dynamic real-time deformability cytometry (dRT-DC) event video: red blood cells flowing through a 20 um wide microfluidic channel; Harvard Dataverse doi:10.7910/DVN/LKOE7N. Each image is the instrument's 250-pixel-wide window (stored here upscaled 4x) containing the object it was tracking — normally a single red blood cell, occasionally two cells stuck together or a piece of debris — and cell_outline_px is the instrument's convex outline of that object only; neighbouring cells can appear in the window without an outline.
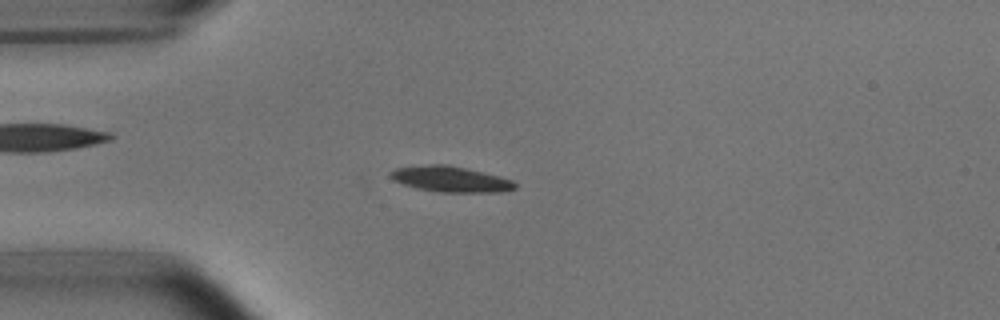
{"species": "common noctule bat (a hibernating species)", "species_latin": "Nyctalus noctula", "temperature_condition": "room temperature", "stored_images_in_passage": 52, "camera_frame_rate_fps": 3000, "um_per_image_px": 0.085, "animal": {"sex": "male", "body_mass_g": 15.6}, "frame": {"image": 1, "passage_image": 13, "time_ms": 4.0, "image_size_px": [1000, 320], "cell_outline_px": [[516, 188], [500, 192], [440, 192], [416, 188], [392, 180], [388, 176], [388, 172], [396, 168], [428, 164], [448, 164], [500, 176], [512, 180], [516, 184]], "centroid_in_image_um": [38.26, 15.22], "position_along_channel_um": 46.7, "area_um2": 18.73}}
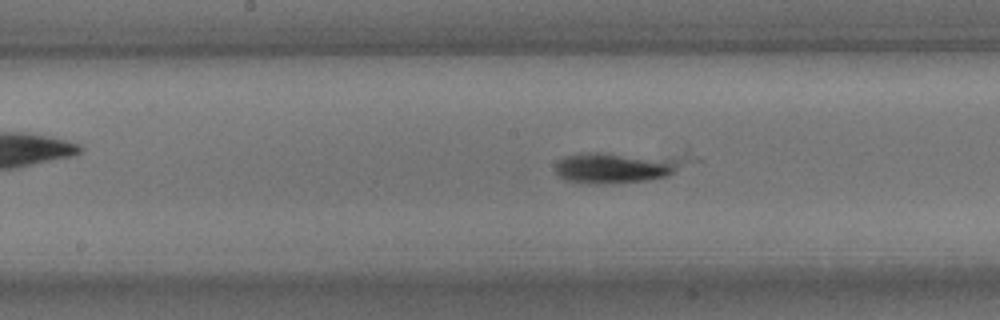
{"frame": {"image": 2, "passage_image": 26, "time_ms": 8.333, "image_size_px": [1000, 320], "cell_outline_px": [[704, 160], [668, 176], [648, 180], [600, 184], [588, 184], [564, 180], [556, 176], [556, 164], [564, 156], [580, 152], [688, 144]], "centroid_in_image_um": [53.23, 13.96], "position_along_channel_um": 195.0, "area_um2": 30.23}}
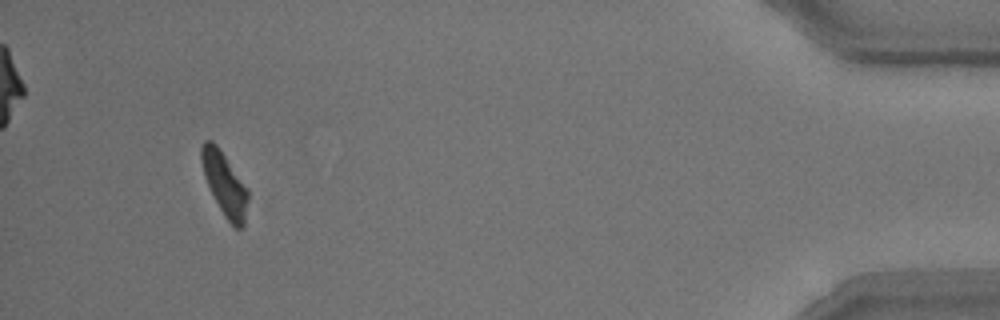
{"frame": {"image": 3, "passage_image": 49, "time_ms": 16.0, "image_size_px": [1000, 320], "cell_outline_px": [[248, 200], [244, 224], [240, 228], [236, 228], [224, 216], [204, 176], [200, 160], [200, 148], [204, 140], [212, 140], [216, 144], [248, 188]], "centroid_in_image_um": [19.08, 15.6], "position_along_channel_um": 416.1, "area_um2": 16.94}, "authors_computed_cell_mechanics": {"area_um2": 18.5249, "velocity_mm_per_s": 3.7629, "shape_relaxation_time_tau1_ms": 6.326, "shape_relaxation_time_tau2_ms": null, "deformation_change_tau1": 0.1821, "deformation_change_tau2": null}}